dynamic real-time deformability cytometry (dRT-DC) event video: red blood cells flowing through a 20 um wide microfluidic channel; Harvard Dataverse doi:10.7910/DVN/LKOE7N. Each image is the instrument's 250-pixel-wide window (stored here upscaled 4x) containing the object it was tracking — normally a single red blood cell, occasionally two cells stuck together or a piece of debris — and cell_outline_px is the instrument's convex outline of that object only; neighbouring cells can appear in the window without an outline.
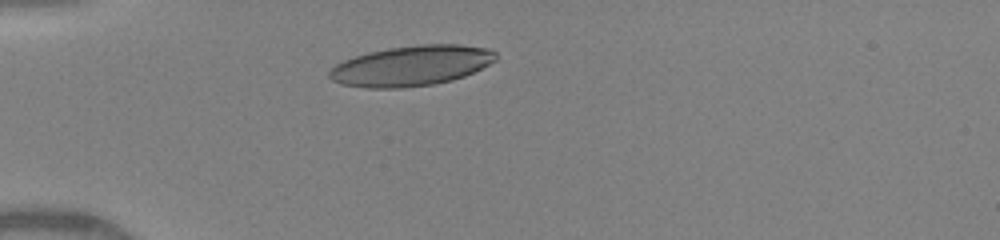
{"species": "human", "species_latin": "Homo sapiens", "temperature_condition": "warm", "stored_images_in_passage": 15, "camera_frame_rate_fps": 3000, "um_per_image_px": 0.085, "donor": {"sex": "female"}, "frame": {"image": 1, "passage_image": 1, "time_ms": 0.0, "image_size_px": [1000, 240], "cell_outline_px": [[496, 60], [464, 76], [452, 80], [432, 84], [400, 88], [368, 88], [340, 84], [332, 80], [328, 76], [328, 72], [336, 64], [344, 60], [368, 52], [388, 48], [420, 44], [460, 44], [488, 48], [496, 52]], "centroid_in_image_um": [34.95, 5.58], "position_along_channel_um": 50.1, "area_um2": 38.96}}
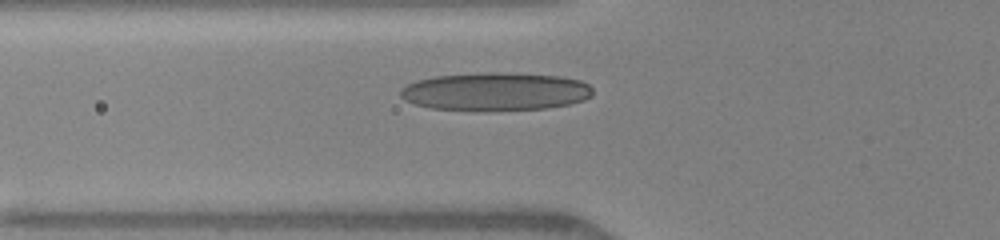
{"frame": {"image": 2, "passage_image": 10, "time_ms": 1.333, "image_size_px": [1000, 240], "cell_outline_px": [[592, 96], [584, 100], [568, 104], [548, 108], [488, 112], [476, 112], [428, 108], [404, 100], [400, 96], [400, 88], [416, 80], [436, 76], [488, 72], [496, 72], [560, 76], [580, 80], [588, 84], [592, 88]], "centroid_in_image_um": [42.08, 7.81], "position_along_channel_um": 83.7, "area_um2": 43.52}}